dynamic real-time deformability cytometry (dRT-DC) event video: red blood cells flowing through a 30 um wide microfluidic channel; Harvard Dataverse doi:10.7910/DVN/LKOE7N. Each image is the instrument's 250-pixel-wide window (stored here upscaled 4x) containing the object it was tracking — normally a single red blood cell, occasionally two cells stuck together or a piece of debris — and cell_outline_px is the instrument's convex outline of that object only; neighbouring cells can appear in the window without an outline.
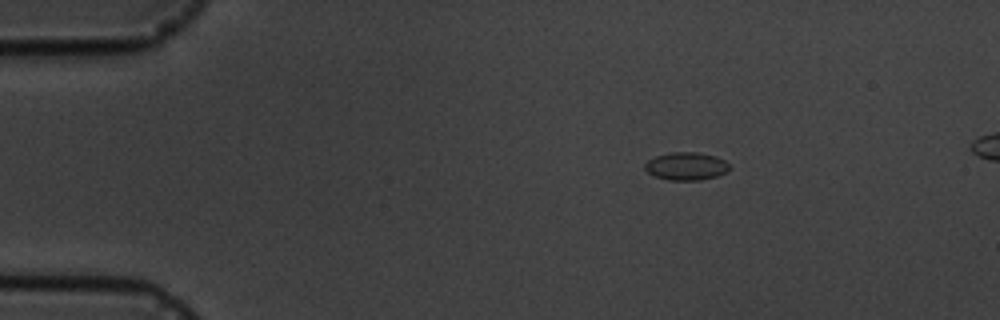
{"species": "common noctule bat (a hibernating species)", "species_latin": "Nyctalus noctula", "temperature_condition": "cold", "stored_images_in_passage": 4, "camera_frame_rate_fps": 3000, "um_per_image_px": 0.085, "animal": {"sex": "male", "body_mass_g": 19.5, "forearm_length_mm": 54.6}, "frame": {"image": 1, "passage_image": 1, "time_ms": 0.0, "image_size_px": [1000, 320], "cell_outline_px": [[728, 172], [716, 176], [700, 180], [668, 180], [656, 176], [648, 172], [644, 168], [644, 164], [648, 160], [656, 156], [672, 152], [696, 152], [716, 156], [724, 160], [728, 164]], "centroid_in_image_um": [58.32, 14.12], "position_along_channel_um": 26.7, "area_um2": 13.64}}